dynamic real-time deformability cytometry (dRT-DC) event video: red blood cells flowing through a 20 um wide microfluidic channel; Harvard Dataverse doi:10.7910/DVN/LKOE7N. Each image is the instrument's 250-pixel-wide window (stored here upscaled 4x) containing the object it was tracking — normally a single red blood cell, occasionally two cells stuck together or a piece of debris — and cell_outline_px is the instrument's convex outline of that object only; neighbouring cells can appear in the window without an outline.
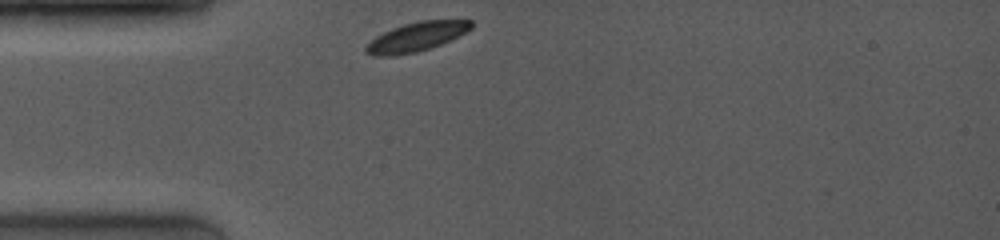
{"species": "common noctule bat (a hibernating species)", "species_latin": "Nyctalus noctula", "temperature_condition": "room temperature", "stored_images_in_passage": 42, "camera_frame_rate_fps": 4000, "um_per_image_px": 0.085, "animal": {"sex": "female", "body_mass_g": 19.0, "forearm_length_mm": 53.3}, "frame": {"image": 1, "passage_image": 1, "time_ms": 0.0, "image_size_px": [1000, 240], "cell_outline_px": [[472, 28], [432, 48], [416, 52], [396, 56], [372, 56], [364, 52], [364, 48], [376, 36], [392, 28], [404, 24], [420, 20], [472, 20]], "centroid_in_image_um": [35.34, 3.14], "position_along_channel_um": 49.7, "area_um2": 17.74}}
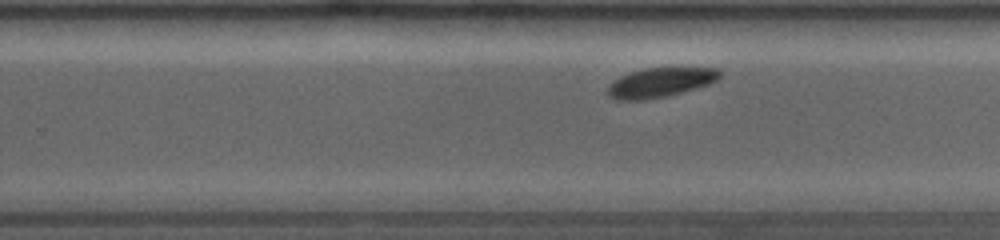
{"frame": {"image": 2, "passage_image": 27, "time_ms": 6.0, "image_size_px": [1000, 240], "cell_outline_px": [[720, 76], [716, 80], [708, 84], [696, 88], [668, 96], [644, 100], [616, 100], [608, 96], [608, 84], [620, 76], [644, 68], [720, 68]], "centroid_in_image_um": [56.09, 7.02], "position_along_channel_um": 273.7, "area_um2": 19.19}}
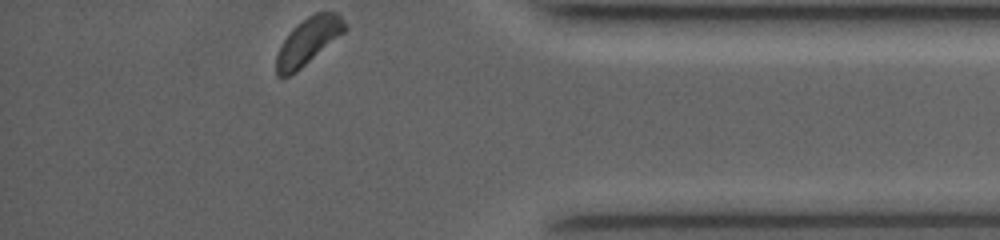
{"frame": {"image": 3, "passage_image": 42, "time_ms": 9.75, "image_size_px": [1000, 240], "cell_outline_px": [[348, 28], [344, 32], [296, 72], [288, 76], [276, 76], [276, 56], [284, 40], [292, 28], [296, 24], [308, 16], [316, 12], [336, 12], [344, 20]], "centroid_in_image_um": [26.19, 3.48], "position_along_channel_um": 409.0, "area_um2": 18.38}, "authors_computed_cell_mechanics": {"area_um2": 19.1896, "velocity_mm_per_s": 3.944, "shape_relaxation_time_tau1_ms": 0.8397, "shape_relaxation_time_tau2_ms": 3.8838, "deformation_change_tau1": 0.0773, "deformation_change_tau2": 0.0453}}